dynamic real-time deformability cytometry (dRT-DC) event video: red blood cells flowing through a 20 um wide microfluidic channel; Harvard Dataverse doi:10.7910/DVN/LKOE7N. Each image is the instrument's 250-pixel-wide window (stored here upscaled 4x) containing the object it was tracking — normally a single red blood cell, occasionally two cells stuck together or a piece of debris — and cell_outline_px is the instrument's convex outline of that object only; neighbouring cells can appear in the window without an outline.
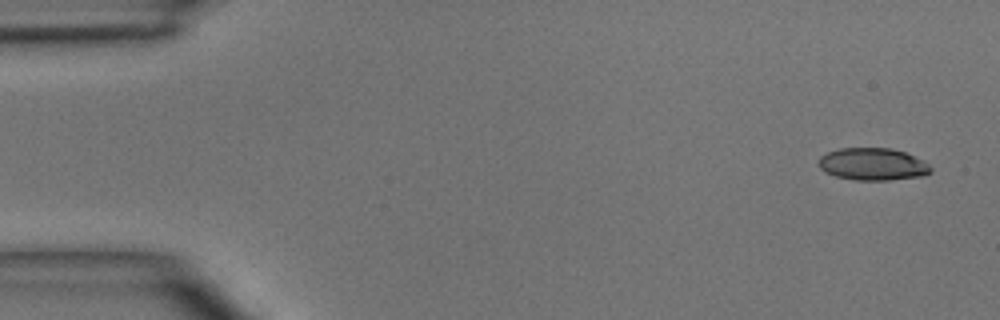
{"species": "common noctule bat (a hibernating species)", "species_latin": "Nyctalus noctula", "temperature_condition": "room temperature", "stored_images_in_passage": 3, "camera_frame_rate_fps": 3000, "um_per_image_px": 0.085, "animal": {"sex": "male", "body_mass_g": 15.6}, "frame": {"image": 1, "passage_image": 1, "time_ms": 0.0, "image_size_px": [1000, 320], "cell_outline_px": [[932, 172], [924, 176], [888, 180], [852, 180], [836, 176], [824, 172], [820, 168], [820, 156], [828, 152], [840, 148], [888, 148], [904, 152], [924, 160], [932, 168]], "centroid_in_image_um": [74.21, 13.96], "position_along_channel_um": 10.8, "area_um2": 21.15}}